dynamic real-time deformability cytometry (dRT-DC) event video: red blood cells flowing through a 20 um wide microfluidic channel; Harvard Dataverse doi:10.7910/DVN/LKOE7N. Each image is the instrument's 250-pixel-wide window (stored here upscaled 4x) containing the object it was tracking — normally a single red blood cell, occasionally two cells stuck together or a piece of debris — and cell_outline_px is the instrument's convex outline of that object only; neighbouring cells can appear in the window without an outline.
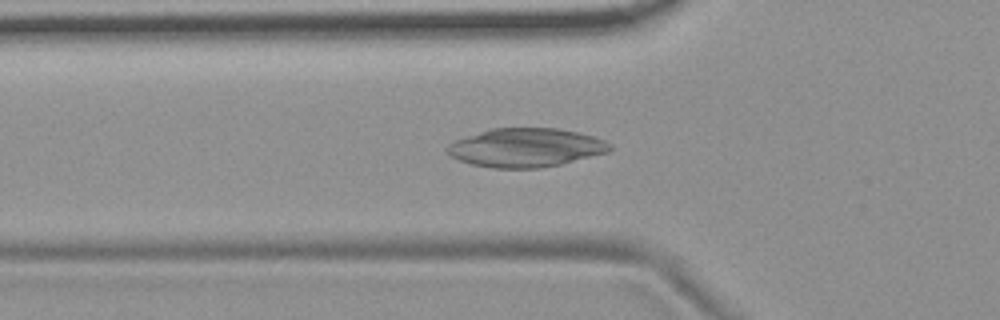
{"species": "common noctule bat (a hibernating species)", "species_latin": "Nyctalus noctula", "temperature_condition": "room temperature", "stored_images_in_passage": 55, "camera_frame_rate_fps": 3000, "um_per_image_px": 0.085, "animal": {"sex": "female", "body_mass_g": 19.9}, "frame": {"image": 1, "passage_image": 19, "time_ms": 6.0, "image_size_px": [1000, 320], "cell_outline_px": [[612, 148], [608, 152], [560, 164], [540, 168], [492, 168], [472, 164], [460, 160], [452, 156], [448, 152], [448, 144], [456, 140], [492, 128], [560, 128], [592, 136], [604, 140], [612, 144]], "centroid_in_image_um": [44.73, 12.55], "position_along_channel_um": 81.1, "area_um2": 36.36}}
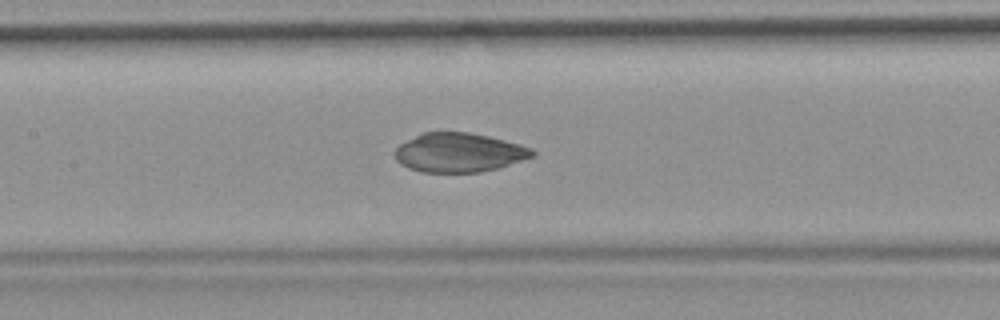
{"frame": {"image": 2, "passage_image": 26, "time_ms": 8.333, "image_size_px": [1000, 320], "cell_outline_px": [[536, 156], [496, 168], [480, 172], [420, 172], [408, 168], [400, 164], [396, 160], [396, 148], [400, 144], [420, 132], [468, 132], [488, 136], [520, 144], [532, 148], [536, 152]], "centroid_in_image_um": [39.01, 12.96], "position_along_channel_um": 168.4, "area_um2": 31.39}}
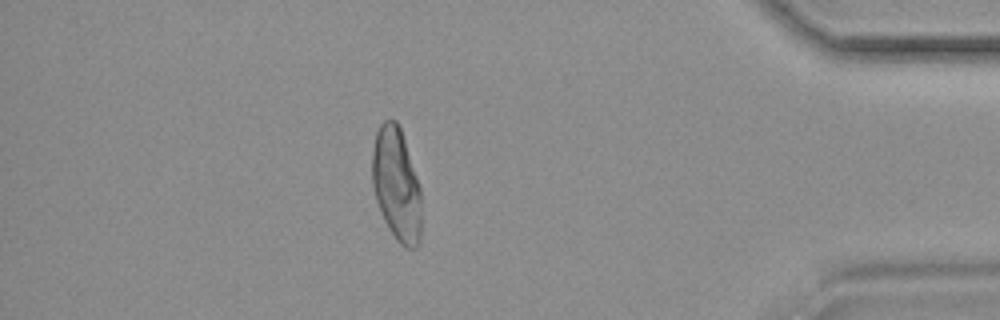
{"frame": {"image": 3, "passage_image": 48, "time_ms": 15.667, "image_size_px": [1000, 320], "cell_outline_px": [[420, 244], [416, 248], [408, 248], [400, 244], [396, 240], [388, 228], [384, 220], [376, 200], [372, 184], [372, 152], [376, 132], [380, 124], [384, 120], [396, 120], [400, 128], [420, 188]], "centroid_in_image_um": [33.68, 15.7], "position_along_channel_um": 401.5, "area_um2": 32.19}}